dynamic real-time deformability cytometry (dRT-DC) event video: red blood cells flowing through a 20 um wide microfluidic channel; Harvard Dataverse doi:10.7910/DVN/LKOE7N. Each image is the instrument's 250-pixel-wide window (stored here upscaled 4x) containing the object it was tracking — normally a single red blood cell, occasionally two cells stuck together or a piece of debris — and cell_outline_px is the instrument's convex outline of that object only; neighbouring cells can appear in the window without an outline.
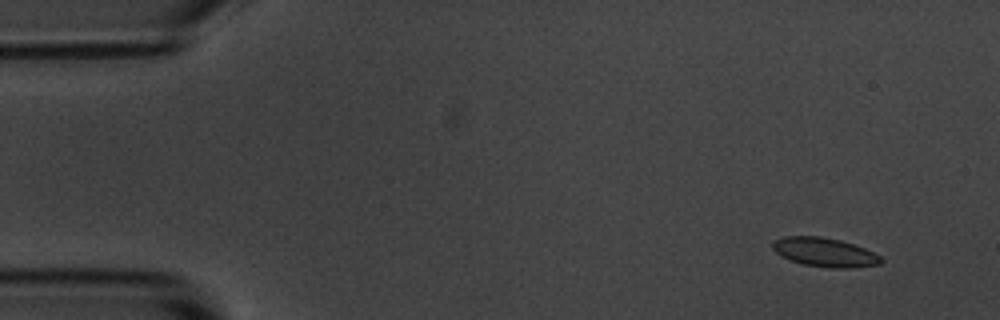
{"species": "common noctule bat (a hibernating species)", "species_latin": "Nyctalus noctula", "temperature_condition": "room temperature", "stored_images_in_passage": 4, "camera_frame_rate_fps": 3000, "um_per_image_px": 0.085, "animal": {"sex": "male", "body_mass_g": 20.1, "forearm_length_mm": 53.5}, "frame": {"image": 1, "passage_image": 1, "time_ms": 0.0, "image_size_px": [1000, 320], "cell_outline_px": [[884, 260], [880, 264], [852, 268], [828, 268], [804, 264], [780, 256], [772, 248], [772, 244], [776, 240], [784, 236], [820, 236], [840, 240], [864, 248], [880, 256]], "centroid_in_image_um": [70.1, 21.44], "position_along_channel_um": 14.9, "area_um2": 18.21}}
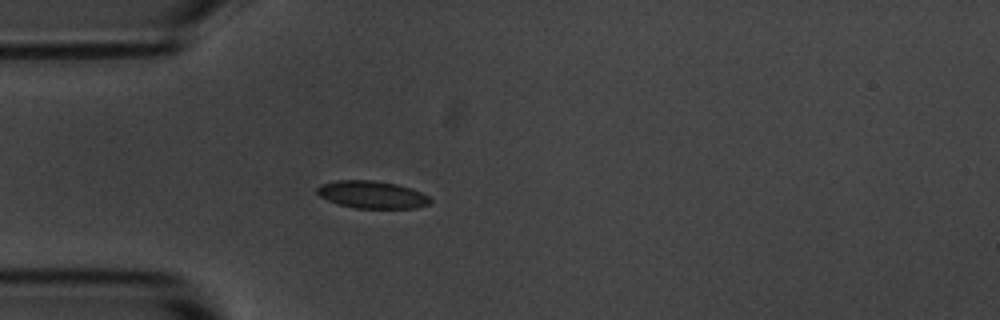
{"frame": {"image": 2, "passage_image": 4, "time_ms": 3.667, "image_size_px": [1000, 320], "cell_outline_px": [[432, 200], [428, 204], [416, 208], [356, 208], [340, 204], [328, 200], [320, 196], [316, 192], [316, 188], [320, 184], [336, 180], [372, 180], [396, 184], [412, 188], [428, 196]], "centroid_in_image_um": [31.61, 16.53], "position_along_channel_um": 53.4, "area_um2": 18.03}}